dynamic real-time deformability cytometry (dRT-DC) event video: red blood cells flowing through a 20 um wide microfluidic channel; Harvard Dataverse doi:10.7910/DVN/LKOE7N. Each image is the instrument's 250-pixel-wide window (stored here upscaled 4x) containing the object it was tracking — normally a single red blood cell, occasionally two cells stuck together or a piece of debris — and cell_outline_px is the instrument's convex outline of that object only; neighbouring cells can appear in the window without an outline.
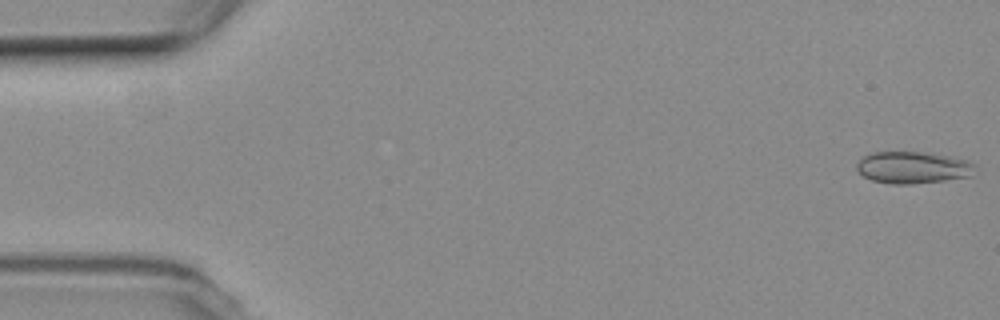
{"species": "common noctule bat (a hibernating species)", "species_latin": "Nyctalus noctula", "temperature_condition": "room temperature", "stored_images_in_passage": 58, "camera_frame_rate_fps": 3000, "um_per_image_px": 0.085, "animal": {"sex": "female", "body_mass_g": 19.3, "forearm_length_mm": 54.1}, "frame": {"image": 1, "passage_image": 1, "time_ms": 0.0, "image_size_px": [1000, 320], "cell_outline_px": [[976, 164], [972, 176], [944, 180], [912, 184], [892, 184], [872, 180], [864, 176], [856, 168], [856, 164], [864, 156], [872, 152], [928, 152], [968, 160]], "centroid_in_image_um": [77.62, 14.23], "position_along_channel_um": 7.4, "area_um2": 22.02}}
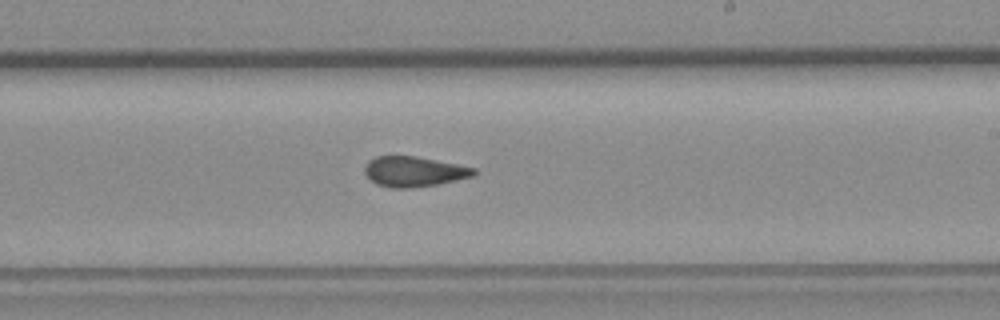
{"frame": {"image": 2, "passage_image": 33, "time_ms": 10.667, "image_size_px": [1000, 320], "cell_outline_px": [[476, 172], [472, 176], [436, 184], [412, 188], [388, 188], [376, 184], [364, 172], [364, 168], [368, 160], [376, 156], [416, 156], [476, 168]], "centroid_in_image_um": [35.14, 14.58], "position_along_channel_um": 253.9, "area_um2": 19.07}}
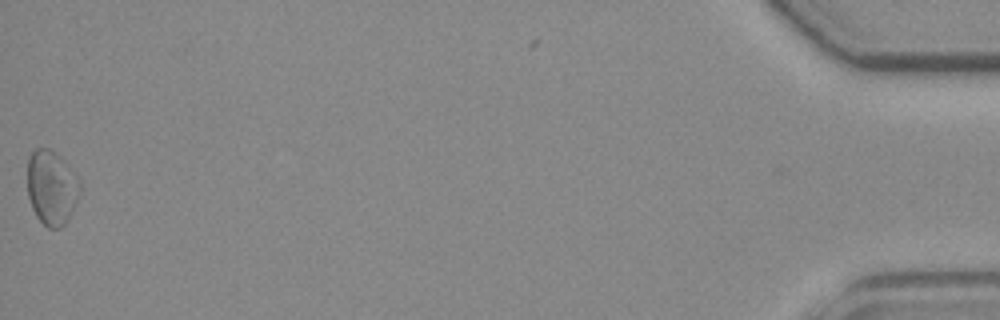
{"frame": {"image": 3, "passage_image": 57, "time_ms": 18.667, "image_size_px": [1000, 320], "cell_outline_px": [[80, 192], [64, 224], [60, 228], [48, 228], [36, 216], [32, 208], [28, 196], [28, 160], [32, 152], [36, 148], [48, 148], [56, 152], [64, 160], [76, 176], [80, 184]], "centroid_in_image_um": [4.36, 15.92], "position_along_channel_um": 430.8, "area_um2": 22.43}, "authors_computed_cell_mechanics": {"area_um2": 20.2011, "velocity_mm_per_s": 3.557, "shape_relaxation_time_tau1_ms": null, "shape_relaxation_time_tau2_ms": 1.6621, "deformation_change_tau1": null, "deformation_change_tau2": 0.0544}}